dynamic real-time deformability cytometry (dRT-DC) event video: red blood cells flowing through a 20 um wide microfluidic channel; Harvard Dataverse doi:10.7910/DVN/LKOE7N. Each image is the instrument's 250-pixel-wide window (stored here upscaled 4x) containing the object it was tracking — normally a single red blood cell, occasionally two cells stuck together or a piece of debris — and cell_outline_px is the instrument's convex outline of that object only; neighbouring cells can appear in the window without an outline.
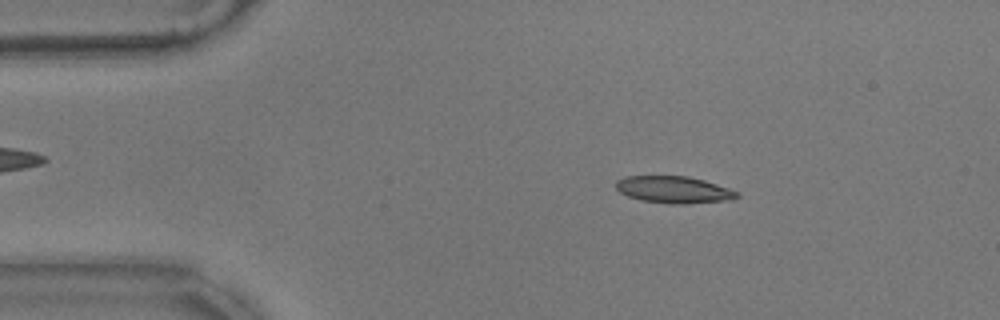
{"species": "common noctule bat (a hibernating species)", "species_latin": "Nyctalus noctula", "temperature_condition": "warm", "stored_images_in_passage": 57, "camera_frame_rate_fps": 3000, "um_per_image_px": 0.085, "animal": {"sex": "male", "body_mass_g": 17.9}, "frame": {"image": 1, "passage_image": 9, "time_ms": 2.667, "image_size_px": [1000, 320], "cell_outline_px": [[740, 196], [732, 200], [684, 204], [672, 204], [640, 200], [628, 196], [620, 192], [616, 188], [616, 180], [628, 176], [688, 176], [704, 180], [740, 192]], "centroid_in_image_um": [57.3, 16.13], "position_along_channel_um": 27.7, "area_um2": 19.07}}
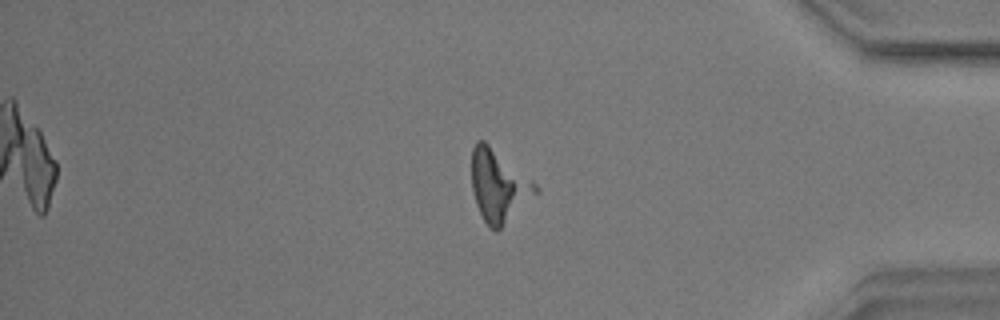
{"frame": {"image": 2, "passage_image": 47, "time_ms": 15.333, "image_size_px": [1000, 320], "cell_outline_px": [[540, 192], [496, 232], [484, 220], [476, 204], [472, 188], [472, 148], [476, 140], [484, 140], [536, 184], [540, 188]], "centroid_in_image_um": [42.39, 15.79], "position_along_channel_um": 392.8, "area_um2": 26.41}}
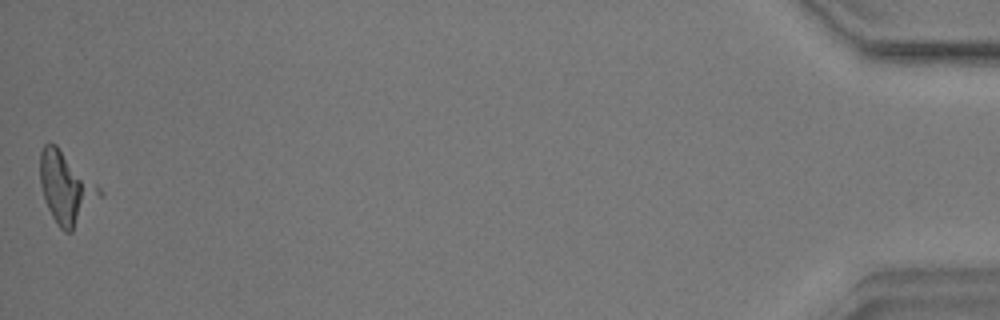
{"frame": {"image": 3, "passage_image": 56, "time_ms": 18.333, "image_size_px": [1000, 320], "cell_outline_px": [[104, 192], [72, 232], [64, 232], [56, 224], [44, 200], [40, 184], [40, 152], [44, 144], [56, 144]], "centroid_in_image_um": [5.6, 15.99], "position_along_channel_um": 429.6, "area_um2": 24.51}}